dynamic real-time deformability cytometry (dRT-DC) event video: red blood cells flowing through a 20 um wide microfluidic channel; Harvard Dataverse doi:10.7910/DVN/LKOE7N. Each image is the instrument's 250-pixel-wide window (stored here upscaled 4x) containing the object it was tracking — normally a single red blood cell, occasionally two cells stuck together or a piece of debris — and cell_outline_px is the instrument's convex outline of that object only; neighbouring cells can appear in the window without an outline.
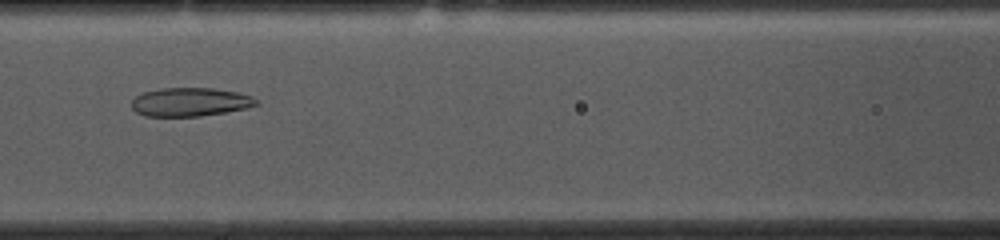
{"species": "common noctule bat (a hibernating species)", "species_latin": "Nyctalus noctula", "temperature_condition": "cold", "stored_images_in_passage": 51, "camera_frame_rate_fps": 3000, "um_per_image_px": 0.085, "animal": {"sex": "female", "body_mass_g": 10.0, "forearm_length_mm": 53.1}, "frame": {"image": 1, "passage_image": 20, "time_ms": 6.333, "image_size_px": [1000, 240], "cell_outline_px": [[260, 104], [248, 108], [200, 116], [144, 116], [136, 112], [132, 108], [132, 100], [136, 96], [144, 92], [160, 88], [212, 88], [236, 92], [252, 96]], "centroid_in_image_um": [16.16, 8.67], "position_along_channel_um": 150.4, "area_um2": 20.75}}
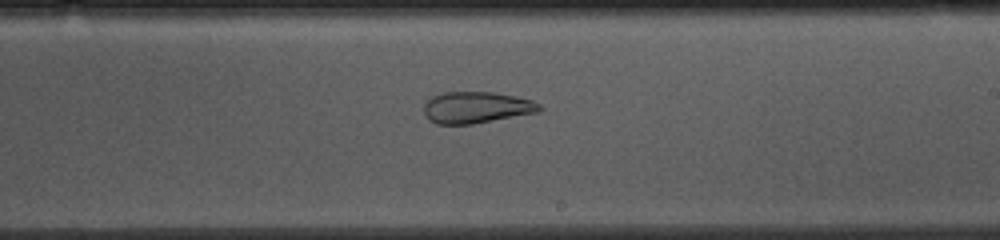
{"frame": {"image": 2, "passage_image": 28, "time_ms": 9.0, "image_size_px": [1000, 240], "cell_outline_px": [[544, 108], [540, 112], [472, 124], [436, 124], [428, 120], [424, 112], [424, 104], [432, 96], [444, 92], [492, 92], [516, 96], [532, 100], [540, 104]], "centroid_in_image_um": [40.51, 9.13], "position_along_channel_um": 248.5, "area_um2": 21.39}}
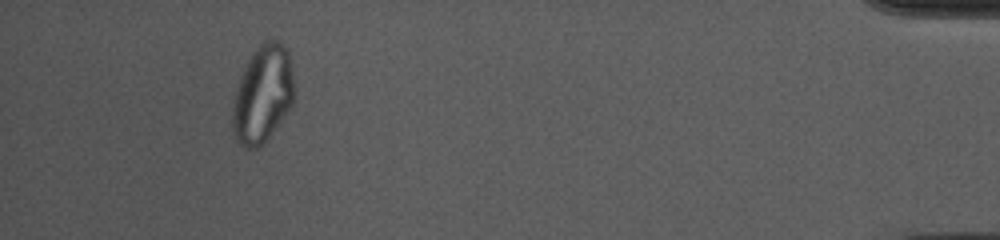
{"frame": {"image": 3, "passage_image": 47, "time_ms": 15.333, "image_size_px": [1000, 240], "cell_outline_px": [[292, 104], [264, 144], [256, 148], [248, 148], [240, 144], [236, 140], [232, 132], [232, 108], [236, 88], [240, 76], [252, 52], [264, 40], [280, 40], [288, 48], [292, 60]], "centroid_in_image_um": [22.31, 7.98], "position_along_channel_um": 412.9, "area_um2": 35.08}, "authors_computed_cell_mechanics": {"area_um2": 28.3798, "velocity_mm_per_s": 3.6868, "shape_relaxation_time_tau1_ms": null, "shape_relaxation_time_tau2_ms": 2.1383, "deformation_change_tau1": null, "deformation_change_tau2": 0.0922}}